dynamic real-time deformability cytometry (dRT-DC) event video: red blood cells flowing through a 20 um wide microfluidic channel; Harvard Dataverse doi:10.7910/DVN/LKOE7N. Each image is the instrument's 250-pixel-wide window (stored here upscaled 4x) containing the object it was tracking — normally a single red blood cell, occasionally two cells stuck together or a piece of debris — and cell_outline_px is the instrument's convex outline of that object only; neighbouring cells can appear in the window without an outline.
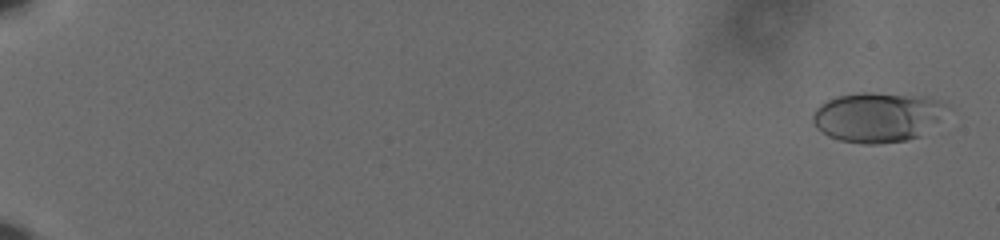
{"species": "human", "species_latin": "Homo sapiens", "temperature_condition": "cold", "stored_images_in_passage": 61, "camera_frame_rate_fps": 3000, "um_per_image_px": 0.085, "donor": {"sex": "male"}, "frame": {"image": 1, "passage_image": 3, "time_ms": 0.667, "image_size_px": [1000, 240], "cell_outline_px": [[944, 108], [936, 120], [920, 136], [904, 140], [876, 144], [864, 144], [840, 140], [828, 136], [816, 128], [812, 120], [812, 116], [816, 108], [820, 104], [836, 96], [860, 92], [872, 92], [924, 96], [936, 100], [944, 104]], "centroid_in_image_um": [74.48, 9.94], "position_along_channel_um": 10.5, "area_um2": 38.32}}
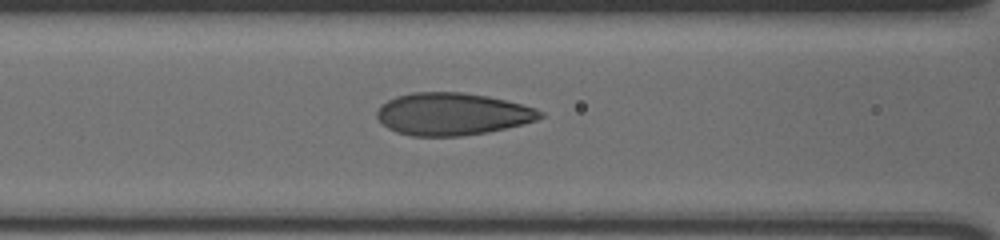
{"frame": {"image": 2, "passage_image": 30, "time_ms": 9.667, "image_size_px": [1000, 240], "cell_outline_px": [[544, 116], [536, 120], [524, 124], [488, 132], [460, 136], [412, 136], [396, 132], [388, 128], [376, 116], [376, 112], [380, 104], [396, 96], [412, 92], [464, 92], [488, 96], [536, 108], [544, 112]], "centroid_in_image_um": [38.44, 9.69], "position_along_channel_um": 128.2, "area_um2": 40.4}}
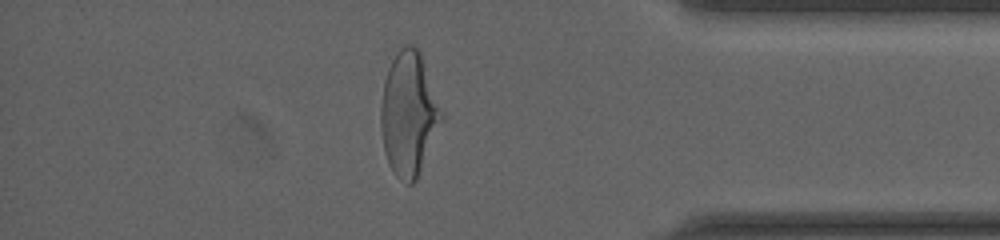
{"frame": {"image": 3, "passage_image": 54, "time_ms": 17.667, "image_size_px": [1000, 240], "cell_outline_px": [[444, 120], [416, 180], [412, 184], [408, 184], [400, 180], [392, 172], [388, 164], [384, 152], [380, 128], [380, 108], [384, 80], [388, 68], [392, 60], [400, 48], [408, 44], [416, 48], [420, 52], [444, 112]], "centroid_in_image_um": [34.75, 9.71], "position_along_channel_um": 400.4, "area_um2": 44.27}, "authors_computed_cell_mechanics": {"area_um2": 39.015, "velocity_mm_per_s": 3.6385, "shape_relaxation_time_tau1_ms": 4.4774, "shape_relaxation_time_tau2_ms": null, "deformation_change_tau1": 0.1759, "deformation_change_tau2": null}}